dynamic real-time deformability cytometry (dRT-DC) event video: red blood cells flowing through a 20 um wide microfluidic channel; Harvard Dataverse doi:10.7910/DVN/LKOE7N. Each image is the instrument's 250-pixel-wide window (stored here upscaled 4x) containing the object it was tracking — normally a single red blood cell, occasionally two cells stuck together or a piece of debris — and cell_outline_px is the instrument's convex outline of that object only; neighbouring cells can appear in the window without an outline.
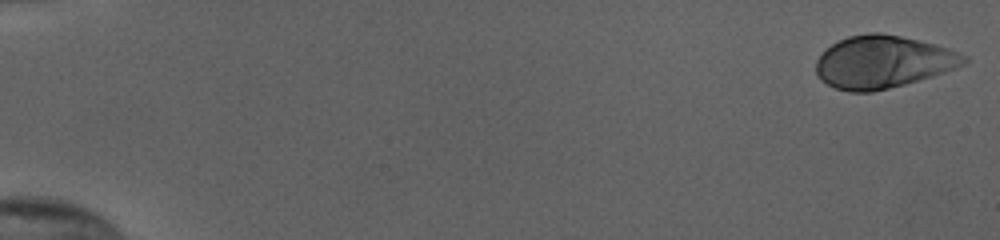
{"species": "human", "species_latin": "Homo sapiens", "temperature_condition": "cold", "stored_images_in_passage": 47, "camera_frame_rate_fps": 3000, "um_per_image_px": 0.085, "donor": {"sex": "female"}, "frame": {"image": 1, "passage_image": 1, "time_ms": 0.0, "image_size_px": [1000, 240], "cell_outline_px": [[968, 60], [964, 64], [944, 72], [932, 76], [904, 84], [872, 92], [848, 92], [836, 88], [820, 80], [816, 72], [816, 60], [832, 44], [848, 36], [868, 32], [880, 32], [900, 36], [936, 44], [948, 48], [968, 56]], "centroid_in_image_um": [75.04, 5.26], "position_along_channel_um": 10.0, "area_um2": 45.08}}
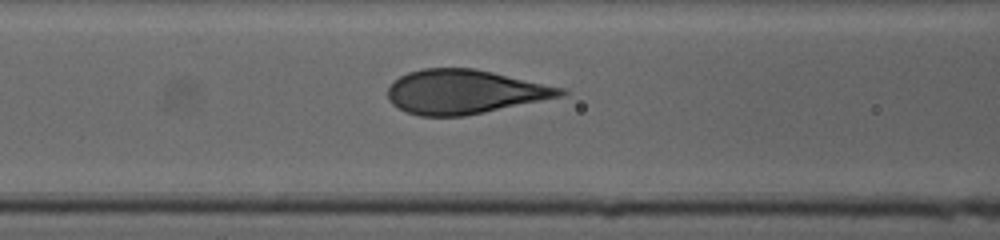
{"frame": {"image": 2, "passage_image": 24, "time_ms": 7.667, "image_size_px": [1000, 240], "cell_outline_px": [[568, 92], [564, 96], [464, 116], [420, 116], [404, 112], [392, 104], [388, 100], [388, 88], [400, 76], [408, 72], [424, 68], [472, 68], [492, 72], [564, 88]], "centroid_in_image_um": [39.47, 7.81], "position_along_channel_um": 127.1, "area_um2": 44.27}}
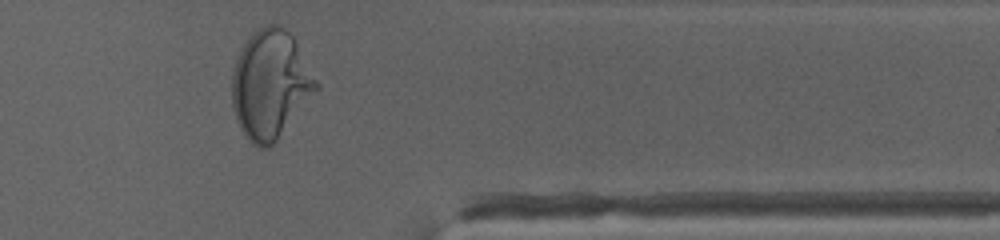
{"frame": {"image": 3, "passage_image": 45, "time_ms": 14.667, "image_size_px": [1000, 240], "cell_outline_px": [[320, 88], [276, 140], [268, 148], [256, 148], [244, 136], [236, 120], [232, 108], [232, 72], [236, 60], [244, 44], [252, 32], [256, 28], [264, 24], [276, 24], [284, 28], [292, 36], [320, 84]], "centroid_in_image_um": [22.97, 7.19], "position_along_channel_um": 388.4, "area_um2": 53.35}, "authors_computed_cell_mechanics": {"area_um2": 44.3904, "velocity_mm_per_s": 3.8506, "shape_relaxation_time_tau1_ms": 5.3238, "shape_relaxation_time_tau2_ms": null, "deformation_change_tau1": 0.2281, "deformation_change_tau2": null}}